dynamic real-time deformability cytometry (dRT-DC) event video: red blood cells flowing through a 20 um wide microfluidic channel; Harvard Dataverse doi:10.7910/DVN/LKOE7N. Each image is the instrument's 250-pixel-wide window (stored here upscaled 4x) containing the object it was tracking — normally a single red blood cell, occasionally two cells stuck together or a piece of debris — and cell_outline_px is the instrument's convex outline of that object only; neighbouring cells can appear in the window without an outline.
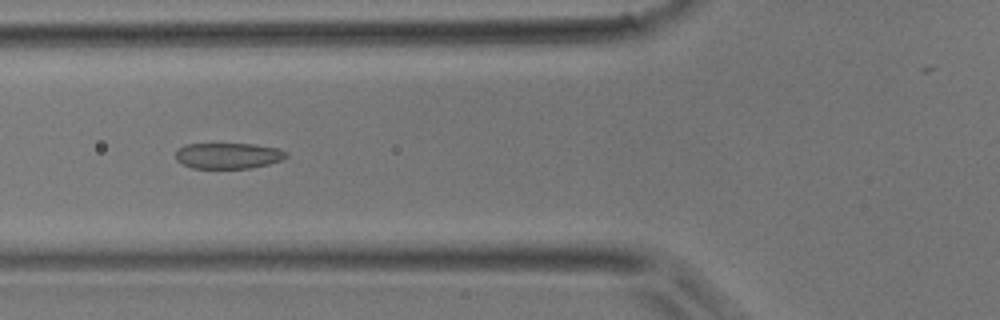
{"species": "common noctule bat (a hibernating species)", "species_latin": "Nyctalus noctula", "temperature_condition": "room temperature", "stored_images_in_passage": 35, "camera_frame_rate_fps": 3000, "um_per_image_px": 0.085, "animal": {"sex": "male", "body_mass_g": 17.9}, "frame": {"image": 1, "passage_image": 10, "time_ms": 3.0, "image_size_px": [1000, 320], "cell_outline_px": [[288, 156], [280, 160], [268, 164], [248, 168], [192, 168], [176, 160], [176, 152], [184, 144], [252, 144], [276, 148], [288, 152]], "centroid_in_image_um": [19.39, 13.23], "position_along_channel_um": 106.4, "area_um2": 16.47}}
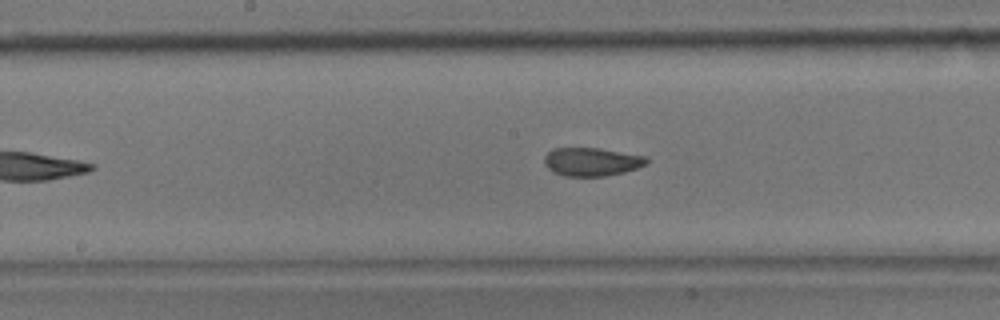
{"frame": {"image": 2, "passage_image": 16, "time_ms": 5.0, "image_size_px": [1000, 320], "cell_outline_px": [[648, 164], [624, 172], [604, 176], [564, 176], [552, 172], [544, 164], [544, 156], [552, 148], [600, 148], [648, 156]], "centroid_in_image_um": [50.29, 13.74], "position_along_channel_um": 197.9, "area_um2": 17.11}}
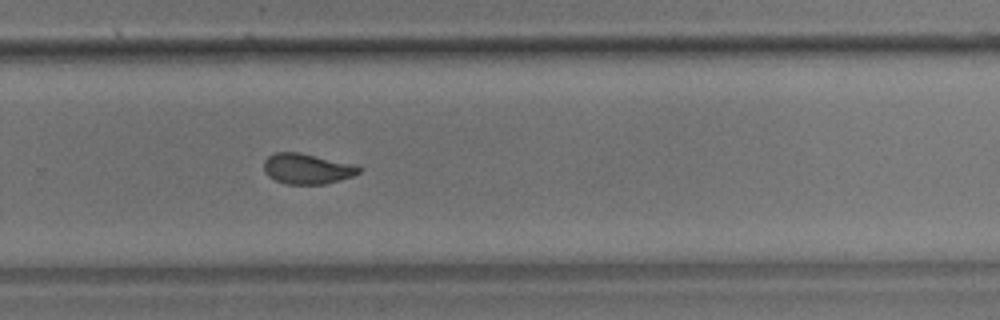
{"frame": {"image": 3, "passage_image": 23, "time_ms": 7.333, "image_size_px": [1000, 320], "cell_outline_px": [[364, 168], [360, 172], [352, 176], [340, 180], [324, 184], [288, 184], [276, 180], [268, 176], [264, 172], [264, 160], [268, 156], [276, 152], [300, 152], [356, 164]], "centroid_in_image_um": [26.13, 14.33], "position_along_channel_um": 303.7, "area_um2": 17.05}}